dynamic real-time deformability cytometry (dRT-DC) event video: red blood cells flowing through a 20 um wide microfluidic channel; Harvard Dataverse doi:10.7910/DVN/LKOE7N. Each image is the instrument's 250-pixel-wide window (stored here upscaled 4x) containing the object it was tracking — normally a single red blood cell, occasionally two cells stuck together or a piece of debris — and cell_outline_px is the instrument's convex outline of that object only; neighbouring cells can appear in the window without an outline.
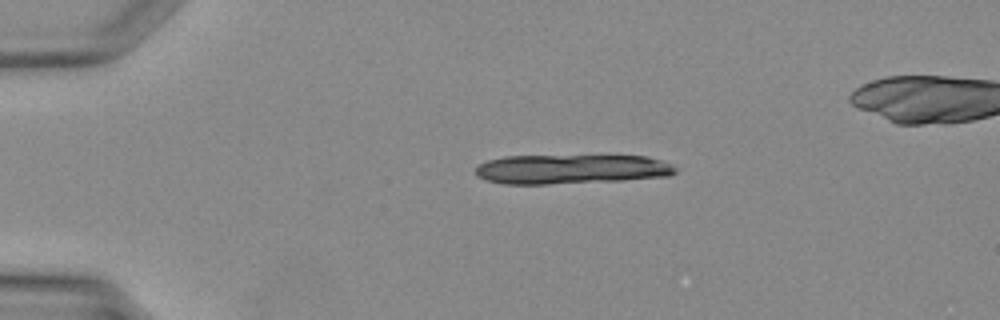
{"species": "Egyptian fruit bat (a non-hibernating species)", "species_latin": "Rousettus aegyptiacus", "temperature_condition": "warm", "stored_images_in_passage": 6, "camera_frame_rate_fps": 3000, "um_per_image_px": 0.085, "animal": {"sex": "female"}, "frame": {"image": 1, "passage_image": 1, "time_ms": 0.0, "image_size_px": [1000, 320], "cell_outline_px": [[680, 168], [676, 172], [668, 176], [624, 180], [548, 184], [504, 184], [484, 180], [476, 176], [476, 168], [480, 164], [488, 160], [504, 156], [644, 156], [660, 160]], "centroid_in_image_um": [48.54, 14.38], "position_along_channel_um": 36.5, "area_um2": 34.39}}